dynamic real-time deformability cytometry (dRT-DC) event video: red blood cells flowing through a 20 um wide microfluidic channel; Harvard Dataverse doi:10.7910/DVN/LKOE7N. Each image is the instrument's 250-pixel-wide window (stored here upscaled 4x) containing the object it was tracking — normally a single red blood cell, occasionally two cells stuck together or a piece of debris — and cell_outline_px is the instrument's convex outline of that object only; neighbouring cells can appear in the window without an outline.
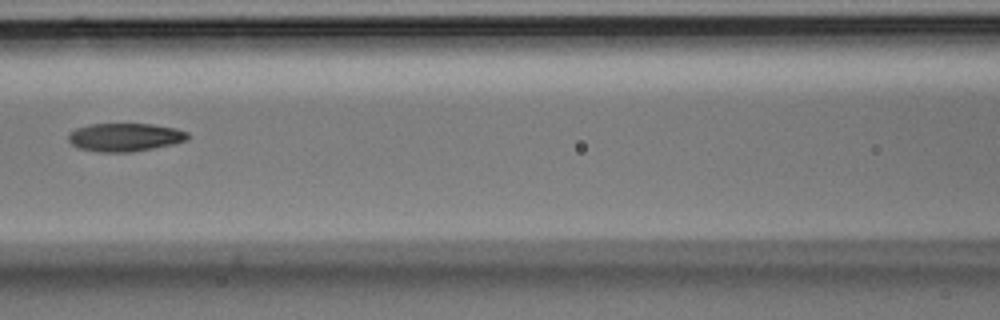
{"species": "Egyptian fruit bat (a non-hibernating species)", "species_latin": "Rousettus aegyptiacus", "temperature_condition": "room temperature", "stored_images_in_passage": 3, "camera_frame_rate_fps": 3000, "um_per_image_px": 0.085, "animal": {"sex": "male"}, "frame": {"image": 1, "passage_image": 3, "time_ms": 0.667, "image_size_px": [1000, 320], "cell_outline_px": [[188, 140], [172, 144], [132, 152], [100, 152], [80, 148], [72, 144], [68, 140], [68, 136], [76, 128], [88, 124], [152, 124], [176, 128], [188, 132]], "centroid_in_image_um": [10.63, 11.66], "position_along_channel_um": 156.0, "area_um2": 19.54}}